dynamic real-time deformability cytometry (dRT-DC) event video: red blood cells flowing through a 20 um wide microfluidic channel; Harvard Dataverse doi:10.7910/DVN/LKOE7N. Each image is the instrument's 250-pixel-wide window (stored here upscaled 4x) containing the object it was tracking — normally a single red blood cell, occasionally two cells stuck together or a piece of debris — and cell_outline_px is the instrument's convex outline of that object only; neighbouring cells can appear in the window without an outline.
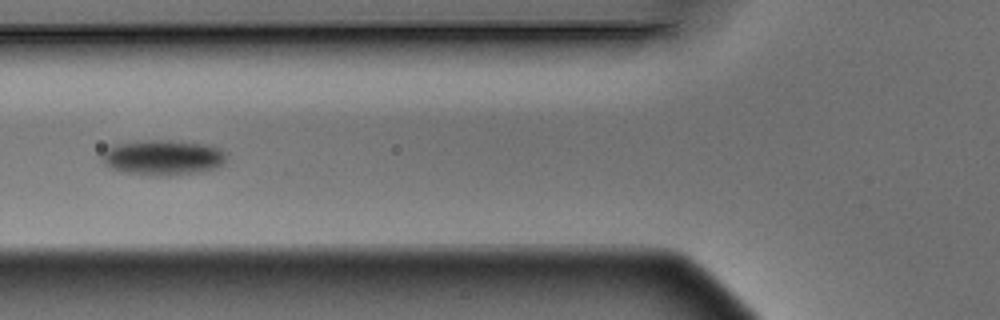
{"species": "Egyptian fruit bat (a non-hibernating species)", "species_latin": "Rousettus aegyptiacus", "temperature_condition": "warm", "stored_images_in_passage": 8, "camera_frame_rate_fps": 3000, "um_per_image_px": 0.085, "animal": {"sex": "male"}, "frame": {"image": 1, "passage_image": 6, "time_ms": 1.667, "image_size_px": [1000, 320], "cell_outline_px": [[228, 156], [224, 164], [216, 168], [204, 172], [168, 176], [156, 176], [124, 172], [112, 168], [104, 164], [100, 156], [108, 148], [116, 144], [144, 140], [168, 140], [208, 144], [220, 148], [228, 152]], "centroid_in_image_um": [13.93, 13.39], "position_along_channel_um": 111.9, "area_um2": 26.07}}
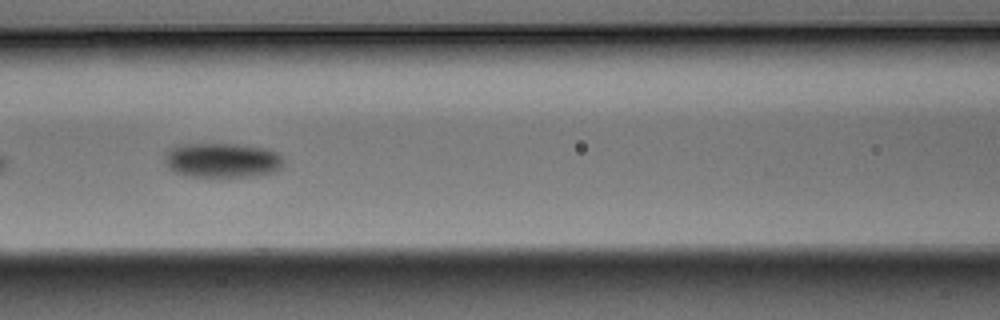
{"frame": {"image": 2, "passage_image": 7, "time_ms": 2.0, "image_size_px": [1000, 320], "cell_outline_px": [[284, 160], [280, 168], [276, 172], [252, 176], [188, 176], [172, 172], [164, 164], [164, 152], [180, 144], [236, 144], [264, 148], [276, 152]], "centroid_in_image_um": [18.83, 13.62], "position_along_channel_um": 147.8, "area_um2": 24.1}}
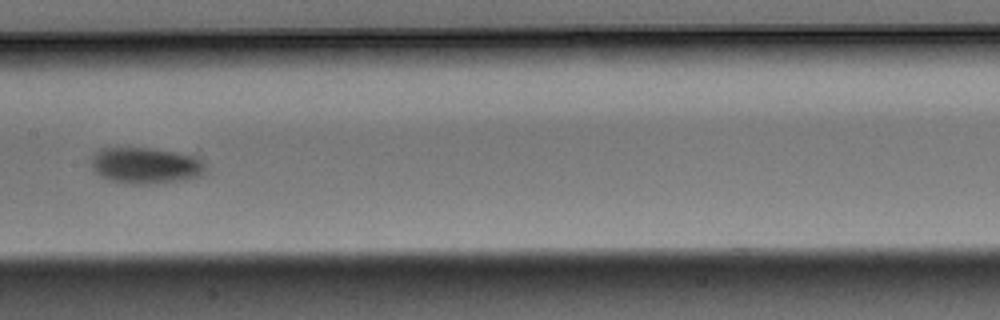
{"frame": {"image": 3, "passage_image": 8, "time_ms": 2.333, "image_size_px": [1000, 320], "cell_outline_px": [[204, 172], [200, 176], [184, 180], [152, 184], [124, 184], [108, 180], [100, 176], [92, 168], [92, 156], [96, 152], [104, 148], [152, 148], [192, 156], [204, 160]], "centroid_in_image_um": [12.36, 14.09], "position_along_channel_um": 195.0, "area_um2": 24.1}}